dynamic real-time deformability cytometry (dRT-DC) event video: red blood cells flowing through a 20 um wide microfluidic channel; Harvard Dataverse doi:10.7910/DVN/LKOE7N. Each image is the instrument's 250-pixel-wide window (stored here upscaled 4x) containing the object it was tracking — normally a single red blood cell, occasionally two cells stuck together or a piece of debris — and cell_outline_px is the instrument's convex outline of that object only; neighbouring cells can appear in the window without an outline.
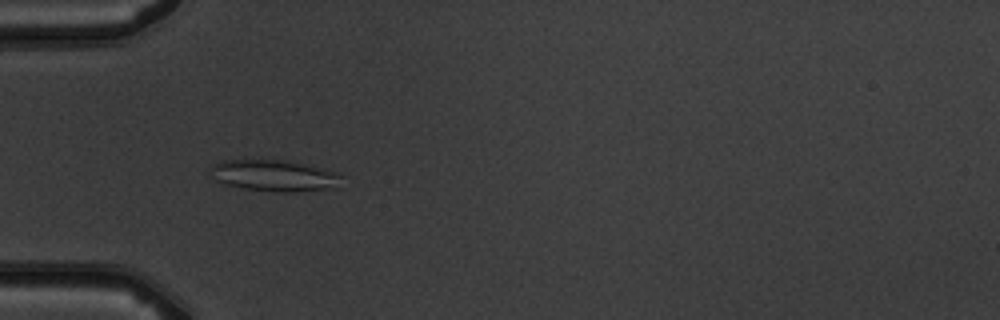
{"species": "common noctule bat (a hibernating species)", "species_latin": "Nyctalus noctula", "temperature_condition": "warm", "stored_images_in_passage": 4, "camera_frame_rate_fps": 3000, "um_per_image_px": 0.085, "animal": {"sex": "male", "body_mass_g": 19.5, "forearm_length_mm": 54.6}, "frame": {"image": 1, "passage_image": 2, "time_ms": 1.0, "image_size_px": [1000, 320], "cell_outline_px": [[340, 176], [336, 188], [296, 192], [276, 192], [244, 188], [224, 184], [208, 176], [212, 168], [216, 164], [224, 160], [260, 156], [288, 160], [340, 172]], "centroid_in_image_um": [23.27, 14.88], "position_along_channel_um": 61.7, "area_um2": 24.97}}
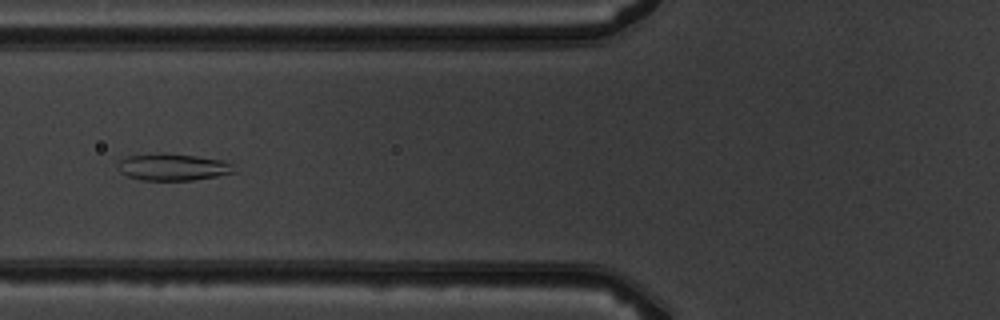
{"frame": {"image": 2, "passage_image": 3, "time_ms": 2.333, "image_size_px": [1000, 320], "cell_outline_px": [[236, 172], [216, 176], [192, 180], [140, 180], [128, 176], [120, 172], [116, 168], [116, 164], [120, 160], [128, 156], [156, 152], [164, 152], [196, 156], [224, 160], [232, 164]], "centroid_in_image_um": [14.65, 14.18], "position_along_channel_um": 111.1, "area_um2": 18.5}}